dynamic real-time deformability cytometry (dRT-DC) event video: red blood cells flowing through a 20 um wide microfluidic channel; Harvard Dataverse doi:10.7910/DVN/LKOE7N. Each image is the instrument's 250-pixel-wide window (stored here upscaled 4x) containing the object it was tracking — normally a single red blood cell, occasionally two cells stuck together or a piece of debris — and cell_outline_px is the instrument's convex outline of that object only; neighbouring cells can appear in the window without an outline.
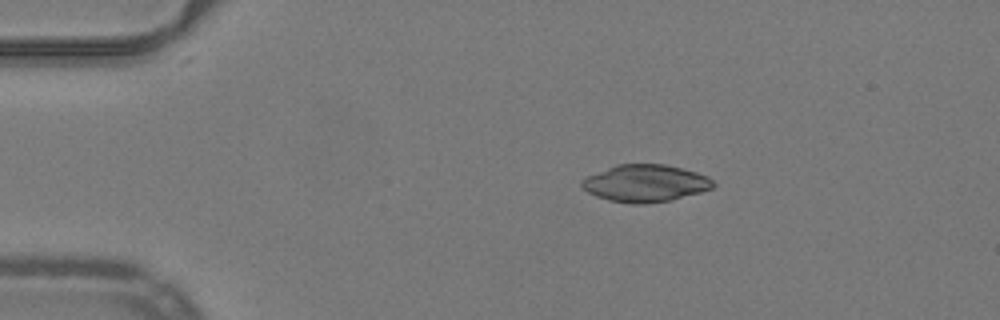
{"species": "common noctule bat (a hibernating species)", "species_latin": "Nyctalus noctula", "temperature_condition": "warm", "stored_images_in_passage": 42, "camera_frame_rate_fps": 3000, "um_per_image_px": 0.085, "animal": {"sex": "male", "body_mass_g": 19.2, "forearm_length_mm": 51.8}, "frame": {"image": 1, "passage_image": 1, "time_ms": 0.0, "image_size_px": [1000, 320], "cell_outline_px": [[716, 184], [712, 188], [700, 192], [672, 200], [644, 204], [632, 204], [608, 200], [596, 196], [588, 192], [580, 184], [580, 180], [588, 176], [616, 164], [664, 164], [696, 172], [708, 176]], "centroid_in_image_um": [54.85, 15.58], "position_along_channel_um": 30.1, "area_um2": 28.44}}